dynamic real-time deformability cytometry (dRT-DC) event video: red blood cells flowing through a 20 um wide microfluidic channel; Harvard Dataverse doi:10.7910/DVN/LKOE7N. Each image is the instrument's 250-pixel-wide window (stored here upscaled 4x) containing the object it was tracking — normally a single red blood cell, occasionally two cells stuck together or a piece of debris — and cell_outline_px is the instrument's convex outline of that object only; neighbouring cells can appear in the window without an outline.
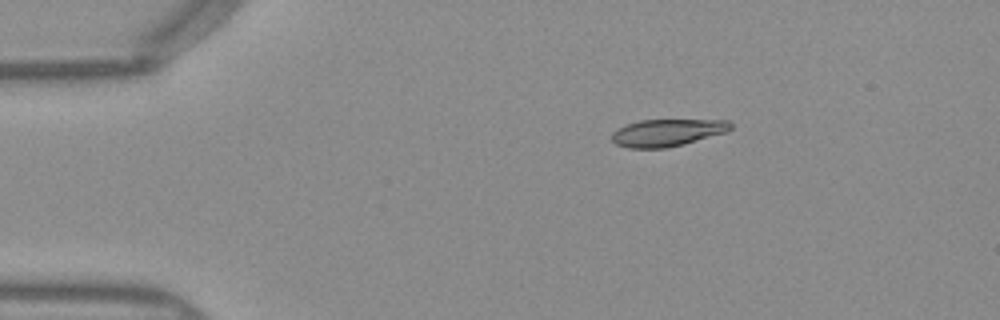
{"species": "Egyptian fruit bat (a non-hibernating species)", "species_latin": "Rousettus aegyptiacus", "temperature_condition": "warm", "stored_images_in_passage": 43, "camera_frame_rate_fps": 3000, "um_per_image_px": 0.085, "frame": {"image": 1, "passage_image": 1, "time_ms": 0.0, "image_size_px": [1000, 320], "cell_outline_px": [[732, 128], [728, 132], [684, 144], [664, 148], [628, 148], [616, 144], [612, 140], [612, 132], [616, 128], [640, 120], [728, 120], [732, 124]], "centroid_in_image_um": [56.72, 11.27], "position_along_channel_um": 28.3, "area_um2": 18.9}}
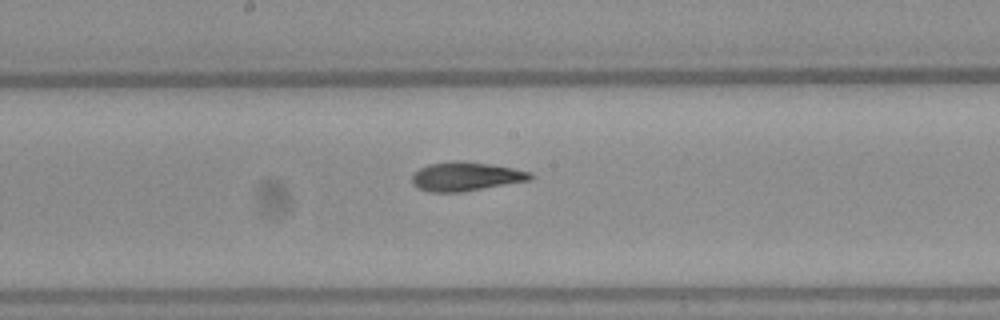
{"frame": {"image": 2, "passage_image": 19, "time_ms": 6.0, "image_size_px": [1000, 320], "cell_outline_px": [[532, 180], [460, 192], [428, 192], [416, 188], [412, 184], [412, 176], [420, 168], [428, 164], [452, 160], [460, 160], [488, 164], [512, 168], [532, 172]], "centroid_in_image_um": [39.56, 15.0], "position_along_channel_um": 208.6, "area_um2": 20.0}}
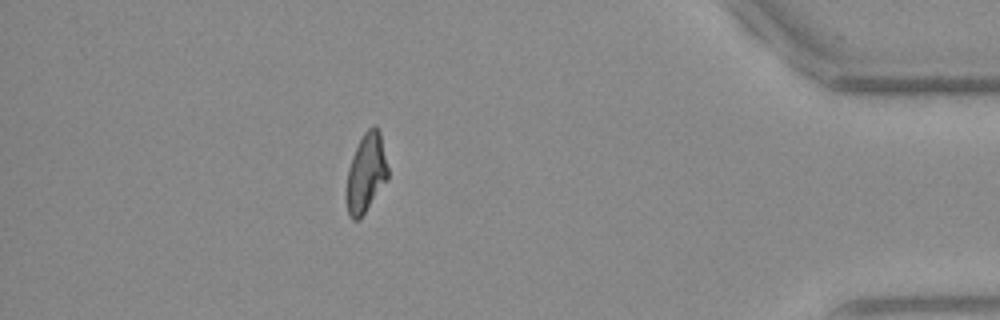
{"frame": {"image": 3, "passage_image": 37, "time_ms": 12.0, "image_size_px": [1000, 320], "cell_outline_px": [[388, 180], [364, 212], [356, 220], [352, 220], [348, 216], [344, 196], [348, 168], [352, 156], [364, 132], [368, 128], [376, 124], [380, 128], [388, 168]], "centroid_in_image_um": [31.1, 14.69], "position_along_channel_um": 404.1, "area_um2": 19.42}, "authors_computed_cell_mechanics": {"area_um2": 19.5942, "velocity_mm_per_s": 4.0042, "shape_relaxation_time_tau1_ms": 8.5313, "shape_relaxation_time_tau2_ms": 1.519, "deformation_change_tau1": 0.2484, "deformation_change_tau2": 0.0808}}